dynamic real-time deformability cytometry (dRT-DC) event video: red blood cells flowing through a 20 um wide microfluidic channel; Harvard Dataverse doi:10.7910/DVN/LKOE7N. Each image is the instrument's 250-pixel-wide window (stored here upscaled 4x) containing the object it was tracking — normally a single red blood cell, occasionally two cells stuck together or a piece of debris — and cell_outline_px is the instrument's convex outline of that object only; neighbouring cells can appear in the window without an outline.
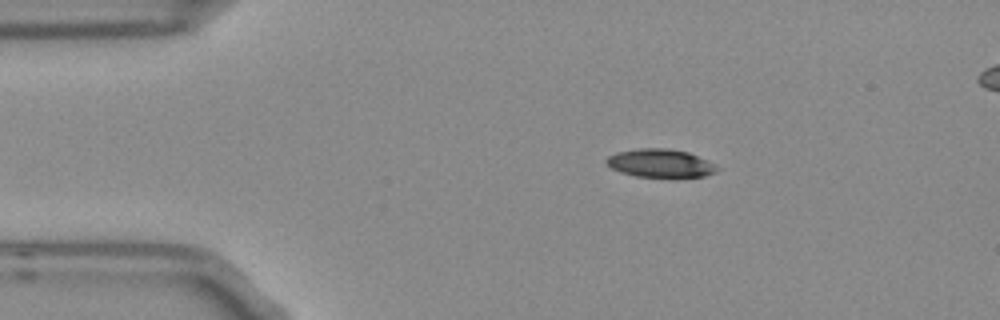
{"species": "Egyptian fruit bat (a non-hibernating species)", "species_latin": "Rousettus aegyptiacus", "temperature_condition": "room temperature", "stored_images_in_passage": 3, "camera_frame_rate_fps": 3000, "um_per_image_px": 0.085, "frame": {"image": 1, "passage_image": 1, "time_ms": 0.0, "image_size_px": [1000, 320], "cell_outline_px": [[720, 168], [716, 172], [704, 176], [676, 180], [636, 176], [620, 172], [612, 168], [604, 160], [608, 156], [616, 152], [640, 148], [668, 148], [688, 152], [708, 160]], "centroid_in_image_um": [56.17, 13.92], "position_along_channel_um": 28.8, "area_um2": 19.02}}